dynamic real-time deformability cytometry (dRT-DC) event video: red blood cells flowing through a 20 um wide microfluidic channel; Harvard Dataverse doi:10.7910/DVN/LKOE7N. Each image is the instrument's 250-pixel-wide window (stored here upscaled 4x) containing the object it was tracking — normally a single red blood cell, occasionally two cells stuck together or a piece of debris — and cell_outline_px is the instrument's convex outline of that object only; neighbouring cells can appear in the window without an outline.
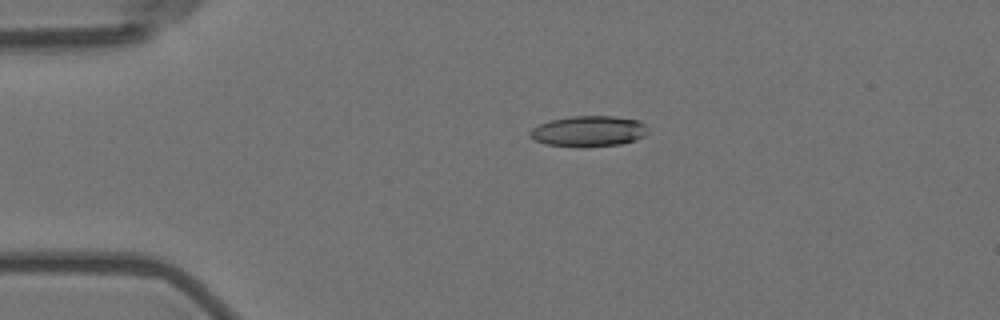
{"species": "Egyptian fruit bat (a non-hibernating species)", "species_latin": "Rousettus aegyptiacus", "temperature_condition": "room temperature", "stored_images_in_passage": 4, "camera_frame_rate_fps": 3000, "um_per_image_px": 0.085, "animal": {"sex": "female"}, "frame": {"image": 1, "passage_image": 1, "time_ms": 0.0, "image_size_px": [1000, 320], "cell_outline_px": [[644, 136], [620, 144], [584, 148], [576, 148], [544, 144], [536, 140], [528, 132], [532, 128], [540, 124], [552, 120], [572, 116], [612, 116], [640, 120], [644, 124]], "centroid_in_image_um": [49.98, 11.17], "position_along_channel_um": 35.0, "area_um2": 21.04}}
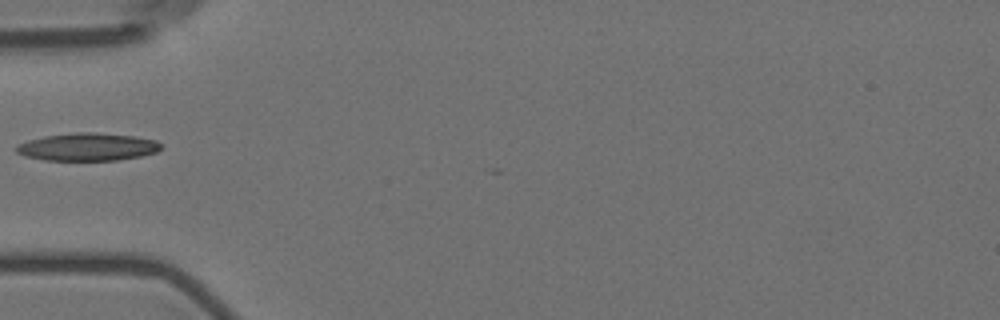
{"frame": {"image": 2, "passage_image": 3, "time_ms": 2.333, "image_size_px": [1000, 320], "cell_outline_px": [[164, 148], [156, 152], [140, 156], [116, 160], [44, 160], [24, 156], [16, 152], [16, 144], [28, 140], [44, 136], [76, 132], [96, 132], [132, 136], [156, 140]], "centroid_in_image_um": [7.42, 12.48], "position_along_channel_um": 77.6, "area_um2": 23.41}}